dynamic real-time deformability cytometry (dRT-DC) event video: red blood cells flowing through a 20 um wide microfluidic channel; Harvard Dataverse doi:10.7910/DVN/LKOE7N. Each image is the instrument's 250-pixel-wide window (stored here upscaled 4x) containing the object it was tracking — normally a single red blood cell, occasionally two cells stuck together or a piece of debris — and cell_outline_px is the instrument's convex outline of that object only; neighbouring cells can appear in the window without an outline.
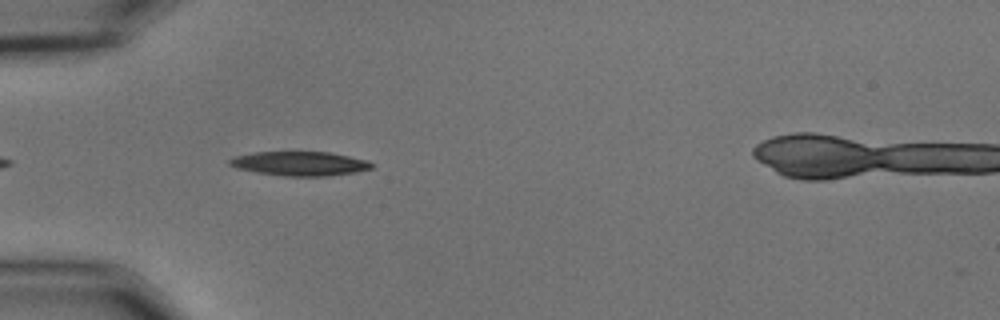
{"species": "common noctule bat (a hibernating species)", "species_latin": "Nyctalus noctula", "temperature_condition": "cold", "stored_images_in_passage": 7, "camera_frame_rate_fps": 3000, "um_per_image_px": 0.085, "animal": {"sex": "male", "body_mass_g": 15.6}, "frame": {"image": 1, "passage_image": 4, "time_ms": 1.0, "image_size_px": [1000, 320], "cell_outline_px": [[372, 168], [356, 172], [328, 176], [284, 176], [256, 172], [236, 168], [228, 164], [228, 160], [236, 156], [256, 152], [328, 152], [368, 160], [372, 164]], "centroid_in_image_um": [25.48, 13.91], "position_along_channel_um": 59.5, "area_um2": 19.94}}